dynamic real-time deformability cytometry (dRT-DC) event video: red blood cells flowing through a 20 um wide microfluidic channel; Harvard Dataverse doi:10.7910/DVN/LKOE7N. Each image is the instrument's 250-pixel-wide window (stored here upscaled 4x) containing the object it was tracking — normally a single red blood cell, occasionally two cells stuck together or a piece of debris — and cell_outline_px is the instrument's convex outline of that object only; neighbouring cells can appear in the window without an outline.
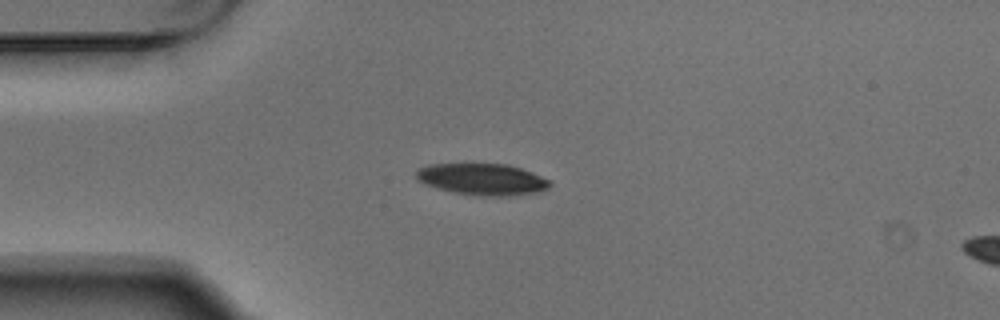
{"species": "Egyptian fruit bat (a non-hibernating species)", "species_latin": "Rousettus aegyptiacus", "temperature_condition": "warm", "stored_images_in_passage": 5, "camera_frame_rate_fps": 3000, "um_per_image_px": 0.085, "animal": {"sex": "male"}, "frame": {"image": 1, "passage_image": 3, "time_ms": 0.667, "image_size_px": [1000, 320], "cell_outline_px": [[552, 184], [548, 188], [540, 192], [500, 196], [488, 196], [456, 192], [436, 188], [416, 180], [416, 172], [420, 168], [428, 164], [508, 164], [532, 172], [552, 180]], "centroid_in_image_um": [41.03, 15.23], "position_along_channel_um": 44.0, "area_um2": 24.45}}
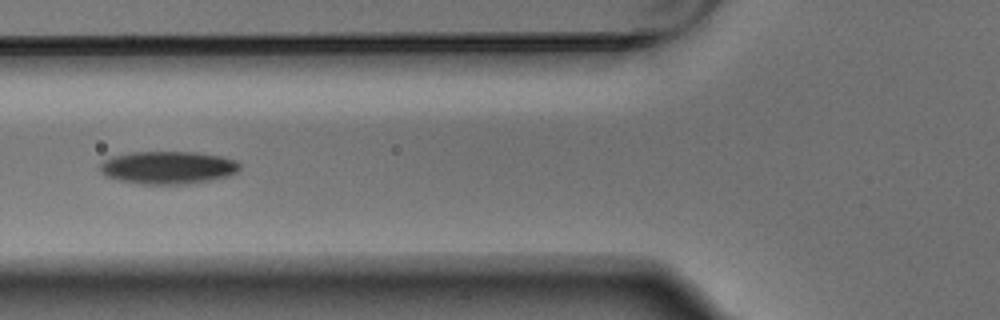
{"frame": {"image": 2, "passage_image": 5, "time_ms": 1.333, "image_size_px": [1000, 320], "cell_outline_px": [[240, 168], [236, 172], [228, 176], [212, 180], [192, 184], [140, 184], [120, 180], [108, 176], [100, 172], [100, 164], [104, 160], [112, 156], [132, 152], [196, 152], [220, 156], [236, 160], [240, 164]], "centroid_in_image_um": [14.3, 14.24], "position_along_channel_um": 111.5, "area_um2": 26.76}}